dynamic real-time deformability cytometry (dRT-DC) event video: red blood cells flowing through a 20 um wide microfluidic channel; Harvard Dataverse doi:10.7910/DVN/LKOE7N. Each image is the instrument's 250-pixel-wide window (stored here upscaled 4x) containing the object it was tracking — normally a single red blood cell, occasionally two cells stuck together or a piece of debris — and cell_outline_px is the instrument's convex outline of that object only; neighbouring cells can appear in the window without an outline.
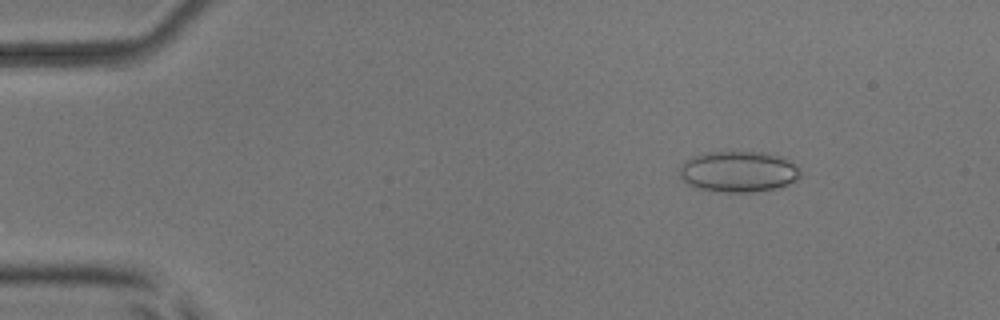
{"species": "common noctule bat (a hibernating species)", "species_latin": "Nyctalus noctula", "temperature_condition": "room temperature", "stored_images_in_passage": 7, "camera_frame_rate_fps": 3000, "um_per_image_px": 0.085, "animal": {"sex": "male", "body_mass_g": 17.9, "forearm_length_mm": 54.2}, "frame": {"image": 1, "passage_image": 2, "time_ms": 0.333, "image_size_px": [1000, 320], "cell_outline_px": [[800, 176], [796, 180], [788, 184], [776, 188], [752, 192], [724, 192], [700, 188], [688, 184], [680, 176], [680, 164], [684, 160], [692, 156], [708, 152], [768, 152], [780, 156], [788, 160], [800, 172]], "centroid_in_image_um": [62.74, 14.58], "position_along_channel_um": 22.3, "area_um2": 28.67}}
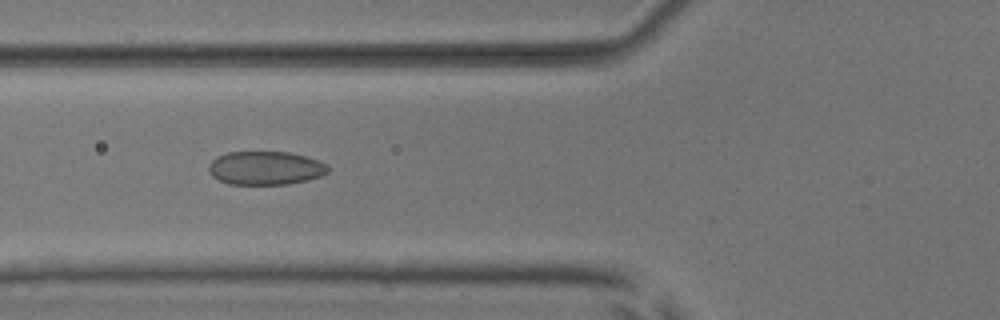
{"frame": {"image": 2, "passage_image": 5, "time_ms": 1.333, "image_size_px": [1000, 320], "cell_outline_px": [[328, 172], [320, 176], [308, 180], [288, 184], [228, 184], [212, 176], [208, 168], [208, 164], [216, 156], [228, 152], [288, 152], [308, 156], [328, 164]], "centroid_in_image_um": [22.57, 14.28], "position_along_channel_um": 103.2, "area_um2": 23.47}}
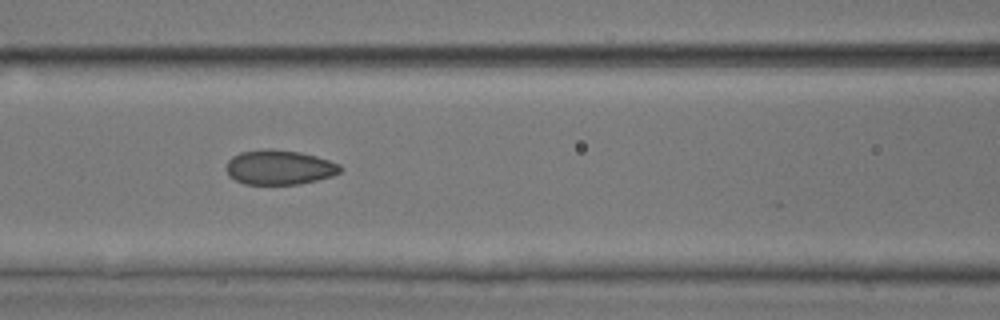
{"frame": {"image": 3, "passage_image": 6, "time_ms": 1.667, "image_size_px": [1000, 320], "cell_outline_px": [[344, 168], [340, 172], [332, 176], [300, 184], [244, 184], [228, 176], [224, 168], [228, 160], [232, 156], [240, 152], [264, 148], [272, 148], [300, 152], [316, 156], [340, 164]], "centroid_in_image_um": [23.71, 14.21], "position_along_channel_um": 142.9, "area_um2": 23.35}}